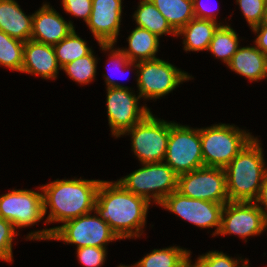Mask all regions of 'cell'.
I'll return each instance as SVG.
<instances>
[{"label": "cell", "instance_id": "obj_1", "mask_svg": "<svg viewBox=\"0 0 267 267\" xmlns=\"http://www.w3.org/2000/svg\"><path fill=\"white\" fill-rule=\"evenodd\" d=\"M150 205L147 199L129 192L117 181L102 180L94 210L119 240L135 239L143 234Z\"/></svg>", "mask_w": 267, "mask_h": 267}, {"label": "cell", "instance_id": "obj_2", "mask_svg": "<svg viewBox=\"0 0 267 267\" xmlns=\"http://www.w3.org/2000/svg\"><path fill=\"white\" fill-rule=\"evenodd\" d=\"M102 180L56 179L42 185L45 224L64 223L94 211ZM49 208V212L48 211Z\"/></svg>", "mask_w": 267, "mask_h": 267}, {"label": "cell", "instance_id": "obj_3", "mask_svg": "<svg viewBox=\"0 0 267 267\" xmlns=\"http://www.w3.org/2000/svg\"><path fill=\"white\" fill-rule=\"evenodd\" d=\"M261 144L253 137L224 168L229 201L254 202L258 198L267 172Z\"/></svg>", "mask_w": 267, "mask_h": 267}, {"label": "cell", "instance_id": "obj_4", "mask_svg": "<svg viewBox=\"0 0 267 267\" xmlns=\"http://www.w3.org/2000/svg\"><path fill=\"white\" fill-rule=\"evenodd\" d=\"M68 220L60 226L31 231L26 236L28 240H55L65 244H74L76 249L93 246L106 248L108 243L117 241L118 236L111 230L95 210Z\"/></svg>", "mask_w": 267, "mask_h": 267}, {"label": "cell", "instance_id": "obj_5", "mask_svg": "<svg viewBox=\"0 0 267 267\" xmlns=\"http://www.w3.org/2000/svg\"><path fill=\"white\" fill-rule=\"evenodd\" d=\"M234 124L219 123L200 128L204 166L225 168L254 137Z\"/></svg>", "mask_w": 267, "mask_h": 267}, {"label": "cell", "instance_id": "obj_6", "mask_svg": "<svg viewBox=\"0 0 267 267\" xmlns=\"http://www.w3.org/2000/svg\"><path fill=\"white\" fill-rule=\"evenodd\" d=\"M141 165V168L117 179V182L129 192L157 205L178 190V175L164 161Z\"/></svg>", "mask_w": 267, "mask_h": 267}, {"label": "cell", "instance_id": "obj_7", "mask_svg": "<svg viewBox=\"0 0 267 267\" xmlns=\"http://www.w3.org/2000/svg\"><path fill=\"white\" fill-rule=\"evenodd\" d=\"M124 135H130L131 150L141 164L163 162L170 135V122L157 118L150 112L121 136Z\"/></svg>", "mask_w": 267, "mask_h": 267}, {"label": "cell", "instance_id": "obj_8", "mask_svg": "<svg viewBox=\"0 0 267 267\" xmlns=\"http://www.w3.org/2000/svg\"><path fill=\"white\" fill-rule=\"evenodd\" d=\"M135 71L137 92L143 100H157L193 78L192 75L160 58L138 62Z\"/></svg>", "mask_w": 267, "mask_h": 267}, {"label": "cell", "instance_id": "obj_9", "mask_svg": "<svg viewBox=\"0 0 267 267\" xmlns=\"http://www.w3.org/2000/svg\"><path fill=\"white\" fill-rule=\"evenodd\" d=\"M164 162L178 176L203 167L200 128L171 121Z\"/></svg>", "mask_w": 267, "mask_h": 267}, {"label": "cell", "instance_id": "obj_10", "mask_svg": "<svg viewBox=\"0 0 267 267\" xmlns=\"http://www.w3.org/2000/svg\"><path fill=\"white\" fill-rule=\"evenodd\" d=\"M131 89L106 88L108 124L115 138L121 137L126 130L142 121L151 112L146 104L139 106L141 97Z\"/></svg>", "mask_w": 267, "mask_h": 267}, {"label": "cell", "instance_id": "obj_11", "mask_svg": "<svg viewBox=\"0 0 267 267\" xmlns=\"http://www.w3.org/2000/svg\"><path fill=\"white\" fill-rule=\"evenodd\" d=\"M224 205L225 203L189 198L178 190L172 192L159 204L165 210L201 229L216 227L212 237L217 236L219 232Z\"/></svg>", "mask_w": 267, "mask_h": 267}, {"label": "cell", "instance_id": "obj_12", "mask_svg": "<svg viewBox=\"0 0 267 267\" xmlns=\"http://www.w3.org/2000/svg\"><path fill=\"white\" fill-rule=\"evenodd\" d=\"M178 191L193 199L227 203L226 172L223 168L203 166L178 176Z\"/></svg>", "mask_w": 267, "mask_h": 267}, {"label": "cell", "instance_id": "obj_13", "mask_svg": "<svg viewBox=\"0 0 267 267\" xmlns=\"http://www.w3.org/2000/svg\"><path fill=\"white\" fill-rule=\"evenodd\" d=\"M38 190L13 189L0 196V216L10 221L15 230L32 227L45 217L43 193Z\"/></svg>", "mask_w": 267, "mask_h": 267}, {"label": "cell", "instance_id": "obj_14", "mask_svg": "<svg viewBox=\"0 0 267 267\" xmlns=\"http://www.w3.org/2000/svg\"><path fill=\"white\" fill-rule=\"evenodd\" d=\"M266 225L267 217L255 202L229 201L224 205L217 236L233 234L247 242V237L266 231Z\"/></svg>", "mask_w": 267, "mask_h": 267}, {"label": "cell", "instance_id": "obj_15", "mask_svg": "<svg viewBox=\"0 0 267 267\" xmlns=\"http://www.w3.org/2000/svg\"><path fill=\"white\" fill-rule=\"evenodd\" d=\"M122 3V0H92V11L86 26L98 44H116L122 22Z\"/></svg>", "mask_w": 267, "mask_h": 267}, {"label": "cell", "instance_id": "obj_16", "mask_svg": "<svg viewBox=\"0 0 267 267\" xmlns=\"http://www.w3.org/2000/svg\"><path fill=\"white\" fill-rule=\"evenodd\" d=\"M33 13L31 40L55 45L67 37L74 29L73 22L66 21L49 3Z\"/></svg>", "mask_w": 267, "mask_h": 267}, {"label": "cell", "instance_id": "obj_17", "mask_svg": "<svg viewBox=\"0 0 267 267\" xmlns=\"http://www.w3.org/2000/svg\"><path fill=\"white\" fill-rule=\"evenodd\" d=\"M61 70L52 45L28 40L23 48V67L21 73L55 80Z\"/></svg>", "mask_w": 267, "mask_h": 267}, {"label": "cell", "instance_id": "obj_18", "mask_svg": "<svg viewBox=\"0 0 267 267\" xmlns=\"http://www.w3.org/2000/svg\"><path fill=\"white\" fill-rule=\"evenodd\" d=\"M227 67L250 82L264 80L267 78V54L255 45L239 46Z\"/></svg>", "mask_w": 267, "mask_h": 267}, {"label": "cell", "instance_id": "obj_19", "mask_svg": "<svg viewBox=\"0 0 267 267\" xmlns=\"http://www.w3.org/2000/svg\"><path fill=\"white\" fill-rule=\"evenodd\" d=\"M33 14L26 15L16 0H0V30L23 42L31 39Z\"/></svg>", "mask_w": 267, "mask_h": 267}, {"label": "cell", "instance_id": "obj_20", "mask_svg": "<svg viewBox=\"0 0 267 267\" xmlns=\"http://www.w3.org/2000/svg\"><path fill=\"white\" fill-rule=\"evenodd\" d=\"M221 24L222 22L194 17L177 32V37H183V49L186 52L208 51L210 41Z\"/></svg>", "mask_w": 267, "mask_h": 267}, {"label": "cell", "instance_id": "obj_21", "mask_svg": "<svg viewBox=\"0 0 267 267\" xmlns=\"http://www.w3.org/2000/svg\"><path fill=\"white\" fill-rule=\"evenodd\" d=\"M128 48H119L130 61L154 60L160 47V38L147 29L136 26L127 38Z\"/></svg>", "mask_w": 267, "mask_h": 267}, {"label": "cell", "instance_id": "obj_22", "mask_svg": "<svg viewBox=\"0 0 267 267\" xmlns=\"http://www.w3.org/2000/svg\"><path fill=\"white\" fill-rule=\"evenodd\" d=\"M191 251L180 246L154 249L136 262L134 267H191Z\"/></svg>", "mask_w": 267, "mask_h": 267}, {"label": "cell", "instance_id": "obj_23", "mask_svg": "<svg viewBox=\"0 0 267 267\" xmlns=\"http://www.w3.org/2000/svg\"><path fill=\"white\" fill-rule=\"evenodd\" d=\"M133 19L136 26L147 29L158 38L167 34L177 37V32L170 26L151 0L139 1L138 7L133 14Z\"/></svg>", "mask_w": 267, "mask_h": 267}, {"label": "cell", "instance_id": "obj_24", "mask_svg": "<svg viewBox=\"0 0 267 267\" xmlns=\"http://www.w3.org/2000/svg\"><path fill=\"white\" fill-rule=\"evenodd\" d=\"M151 2L176 32L194 18L193 0H151Z\"/></svg>", "mask_w": 267, "mask_h": 267}, {"label": "cell", "instance_id": "obj_25", "mask_svg": "<svg viewBox=\"0 0 267 267\" xmlns=\"http://www.w3.org/2000/svg\"><path fill=\"white\" fill-rule=\"evenodd\" d=\"M237 32L228 24H222L215 31L208 51L228 65L239 48L240 41Z\"/></svg>", "mask_w": 267, "mask_h": 267}, {"label": "cell", "instance_id": "obj_26", "mask_svg": "<svg viewBox=\"0 0 267 267\" xmlns=\"http://www.w3.org/2000/svg\"><path fill=\"white\" fill-rule=\"evenodd\" d=\"M53 48L61 68L93 51L87 42L76 33L75 29L63 40L53 45Z\"/></svg>", "mask_w": 267, "mask_h": 267}, {"label": "cell", "instance_id": "obj_27", "mask_svg": "<svg viewBox=\"0 0 267 267\" xmlns=\"http://www.w3.org/2000/svg\"><path fill=\"white\" fill-rule=\"evenodd\" d=\"M25 42L12 38L0 30V66L21 72Z\"/></svg>", "mask_w": 267, "mask_h": 267}, {"label": "cell", "instance_id": "obj_28", "mask_svg": "<svg viewBox=\"0 0 267 267\" xmlns=\"http://www.w3.org/2000/svg\"><path fill=\"white\" fill-rule=\"evenodd\" d=\"M94 54L92 51L90 54L66 64L61 70H64L67 76L76 83L87 85L96 77L98 59Z\"/></svg>", "mask_w": 267, "mask_h": 267}, {"label": "cell", "instance_id": "obj_29", "mask_svg": "<svg viewBox=\"0 0 267 267\" xmlns=\"http://www.w3.org/2000/svg\"><path fill=\"white\" fill-rule=\"evenodd\" d=\"M100 46V50L102 49V51H106L107 53L109 52V55L107 59V61L109 60V62H107L108 69L111 63L113 64L112 67L115 65L114 69H117V71H119V73L123 72V71H131V67L134 68H138V62H134V61H130L127 56L118 48L114 47V43H110V44H103V43H99L98 44ZM110 70V69H109ZM108 70V72H109ZM115 72V71H114ZM108 74V73H107ZM103 74L104 78H105V84L107 88L110 87H116V88H130L128 86H124L118 82H116L117 80H114V76H112V74ZM123 74V73H122Z\"/></svg>", "mask_w": 267, "mask_h": 267}, {"label": "cell", "instance_id": "obj_30", "mask_svg": "<svg viewBox=\"0 0 267 267\" xmlns=\"http://www.w3.org/2000/svg\"><path fill=\"white\" fill-rule=\"evenodd\" d=\"M232 258L222 251H209L199 255L195 263L191 260V267H250L249 260L246 258Z\"/></svg>", "mask_w": 267, "mask_h": 267}, {"label": "cell", "instance_id": "obj_31", "mask_svg": "<svg viewBox=\"0 0 267 267\" xmlns=\"http://www.w3.org/2000/svg\"><path fill=\"white\" fill-rule=\"evenodd\" d=\"M267 0H236L248 26L251 28L262 23Z\"/></svg>", "mask_w": 267, "mask_h": 267}, {"label": "cell", "instance_id": "obj_32", "mask_svg": "<svg viewBox=\"0 0 267 267\" xmlns=\"http://www.w3.org/2000/svg\"><path fill=\"white\" fill-rule=\"evenodd\" d=\"M18 235L19 233L15 230L13 224L0 216V260L12 263V242L15 239L14 236Z\"/></svg>", "mask_w": 267, "mask_h": 267}, {"label": "cell", "instance_id": "obj_33", "mask_svg": "<svg viewBox=\"0 0 267 267\" xmlns=\"http://www.w3.org/2000/svg\"><path fill=\"white\" fill-rule=\"evenodd\" d=\"M107 248L85 246L76 249L77 259L84 267H101L107 257Z\"/></svg>", "mask_w": 267, "mask_h": 267}, {"label": "cell", "instance_id": "obj_34", "mask_svg": "<svg viewBox=\"0 0 267 267\" xmlns=\"http://www.w3.org/2000/svg\"><path fill=\"white\" fill-rule=\"evenodd\" d=\"M62 8L66 13L77 18H83L87 23L92 11V0H62Z\"/></svg>", "mask_w": 267, "mask_h": 267}, {"label": "cell", "instance_id": "obj_35", "mask_svg": "<svg viewBox=\"0 0 267 267\" xmlns=\"http://www.w3.org/2000/svg\"><path fill=\"white\" fill-rule=\"evenodd\" d=\"M204 2L205 1L201 0H193L194 17L216 21L218 13L215 14V10H213L214 8L210 9L211 5L208 7L209 5L207 6Z\"/></svg>", "mask_w": 267, "mask_h": 267}, {"label": "cell", "instance_id": "obj_36", "mask_svg": "<svg viewBox=\"0 0 267 267\" xmlns=\"http://www.w3.org/2000/svg\"><path fill=\"white\" fill-rule=\"evenodd\" d=\"M251 30L255 35L257 34L255 40L253 41L255 46L262 53L267 54V25L260 24L251 28Z\"/></svg>", "mask_w": 267, "mask_h": 267}, {"label": "cell", "instance_id": "obj_37", "mask_svg": "<svg viewBox=\"0 0 267 267\" xmlns=\"http://www.w3.org/2000/svg\"><path fill=\"white\" fill-rule=\"evenodd\" d=\"M267 217V172L263 179L258 198L254 201ZM263 205V206H262Z\"/></svg>", "mask_w": 267, "mask_h": 267}, {"label": "cell", "instance_id": "obj_38", "mask_svg": "<svg viewBox=\"0 0 267 267\" xmlns=\"http://www.w3.org/2000/svg\"><path fill=\"white\" fill-rule=\"evenodd\" d=\"M261 24L267 25V1H266V5H265L264 17H263Z\"/></svg>", "mask_w": 267, "mask_h": 267}, {"label": "cell", "instance_id": "obj_39", "mask_svg": "<svg viewBox=\"0 0 267 267\" xmlns=\"http://www.w3.org/2000/svg\"><path fill=\"white\" fill-rule=\"evenodd\" d=\"M117 267H134L133 265L131 266V265H119V266H117Z\"/></svg>", "mask_w": 267, "mask_h": 267}]
</instances>
